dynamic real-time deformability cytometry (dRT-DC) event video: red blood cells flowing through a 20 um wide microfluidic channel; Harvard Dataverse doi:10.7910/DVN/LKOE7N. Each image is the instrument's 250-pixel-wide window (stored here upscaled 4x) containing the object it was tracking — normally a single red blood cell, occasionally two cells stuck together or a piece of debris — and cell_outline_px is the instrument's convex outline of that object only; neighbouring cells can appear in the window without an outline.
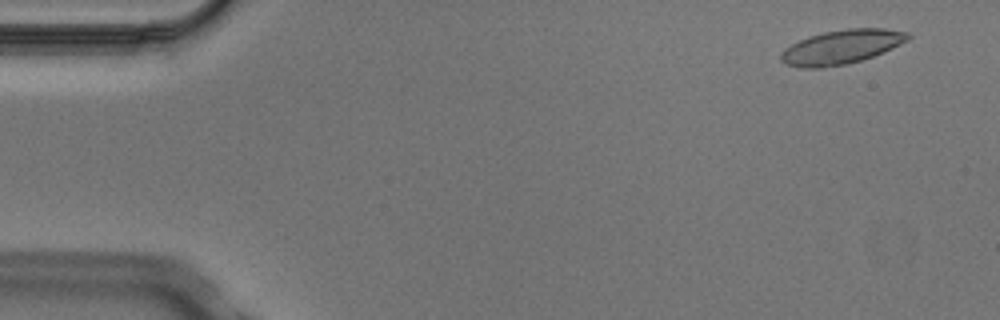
{"species": "Egyptian fruit bat (a non-hibernating species)", "species_latin": "Rousettus aegyptiacus", "temperature_condition": "cold", "stored_images_in_passage": 5, "camera_frame_rate_fps": 3000, "um_per_image_px": 0.085, "animal": {"sex": "male"}, "frame": {"image": 1, "passage_image": 1, "time_ms": 0.0, "image_size_px": [1000, 320], "cell_outline_px": [[912, 36], [908, 40], [884, 52], [860, 60], [844, 64], [820, 68], [800, 68], [784, 64], [780, 60], [780, 52], [784, 48], [808, 36], [824, 32], [848, 28], [884, 28], [908, 32]], "centroid_in_image_um": [71.5, 3.99], "position_along_channel_um": 13.5, "area_um2": 25.32}}
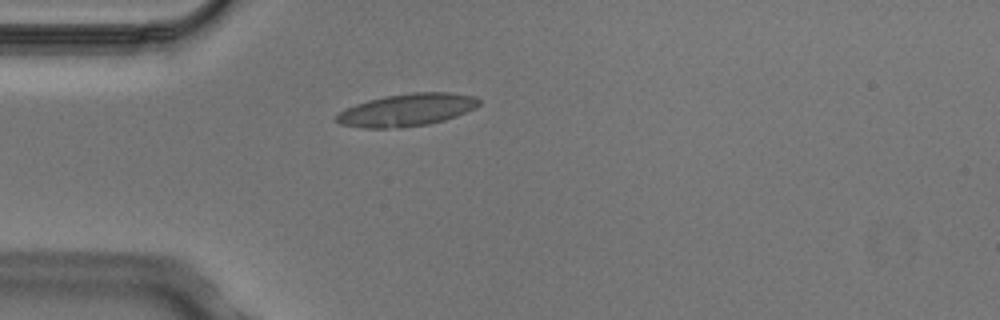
{"frame": {"image": 2, "passage_image": 4, "time_ms": 1.0, "image_size_px": [1000, 320], "cell_outline_px": [[480, 104], [476, 108], [456, 116], [444, 120], [428, 124], [400, 128], [364, 128], [340, 124], [336, 120], [336, 116], [344, 108], [368, 100], [384, 96], [412, 92], [452, 92], [476, 96], [480, 100]], "centroid_in_image_um": [34.61, 9.34], "position_along_channel_um": 50.4, "area_um2": 27.17}}